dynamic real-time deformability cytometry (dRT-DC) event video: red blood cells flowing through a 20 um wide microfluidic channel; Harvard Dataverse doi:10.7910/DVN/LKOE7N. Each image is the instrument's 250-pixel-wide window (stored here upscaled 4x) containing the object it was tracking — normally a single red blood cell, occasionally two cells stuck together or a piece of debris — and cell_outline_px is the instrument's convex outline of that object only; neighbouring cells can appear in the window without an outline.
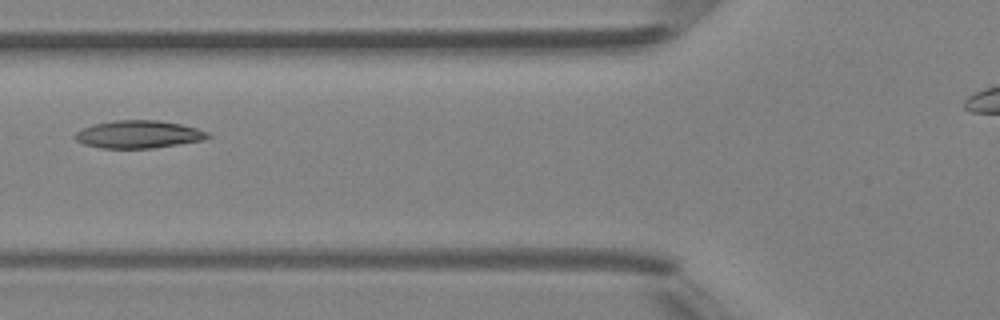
{"species": "Egyptian fruit bat (a non-hibernating species)", "species_latin": "Rousettus aegyptiacus", "temperature_condition": "room temperature", "stored_images_in_passage": 4, "camera_frame_rate_fps": 3000, "um_per_image_px": 0.085, "animal": {"sex": "female"}, "frame": {"image": 1, "passage_image": 3, "time_ms": 2.333, "image_size_px": [1000, 320], "cell_outline_px": [[212, 136], [204, 140], [152, 148], [100, 148], [84, 144], [76, 140], [72, 136], [76, 132], [84, 128], [96, 124], [116, 120], [160, 120], [180, 124], [196, 128], [208, 132]], "centroid_in_image_um": [11.79, 11.42], "position_along_channel_um": 114.0, "area_um2": 21.33}}
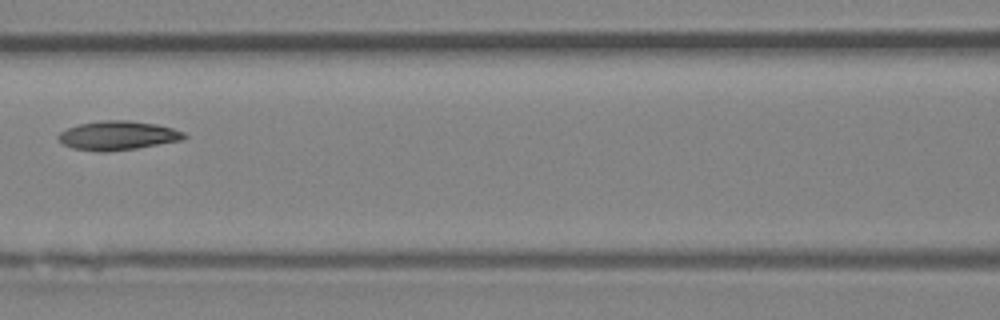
{"frame": {"image": 2, "passage_image": 4, "time_ms": 3.333, "image_size_px": [1000, 320], "cell_outline_px": [[188, 136], [184, 140], [136, 148], [108, 152], [96, 152], [72, 148], [64, 144], [56, 136], [60, 132], [68, 128], [80, 124], [100, 120], [128, 120], [156, 124], [172, 128], [184, 132]], "centroid_in_image_um": [10.02, 11.52], "position_along_channel_um": 156.6, "area_um2": 21.39}}